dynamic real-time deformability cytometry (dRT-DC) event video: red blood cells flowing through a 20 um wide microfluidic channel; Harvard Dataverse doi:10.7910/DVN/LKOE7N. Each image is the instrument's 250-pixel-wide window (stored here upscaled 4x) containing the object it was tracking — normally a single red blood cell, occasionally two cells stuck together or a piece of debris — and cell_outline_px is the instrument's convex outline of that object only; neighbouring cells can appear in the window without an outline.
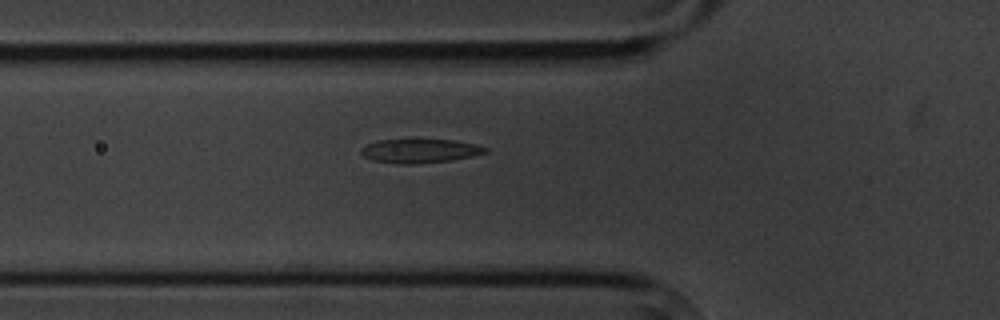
{"species": "common noctule bat (a hibernating species)", "species_latin": "Nyctalus noctula", "temperature_condition": "cold", "stored_images_in_passage": 2, "camera_frame_rate_fps": 3000, "um_per_image_px": 0.085, "animal": {"sex": "male", "body_mass_g": 20.1, "forearm_length_mm": 53.5}, "frame": {"image": 1, "passage_image": 2, "time_ms": 2.0, "image_size_px": [1000, 320], "cell_outline_px": [[488, 152], [472, 156], [452, 160], [412, 164], [400, 164], [372, 160], [364, 156], [360, 152], [360, 148], [376, 140], [456, 140], [476, 144], [488, 148]], "centroid_in_image_um": [35.7, 12.83], "position_along_channel_um": 90.1, "area_um2": 17.28}}